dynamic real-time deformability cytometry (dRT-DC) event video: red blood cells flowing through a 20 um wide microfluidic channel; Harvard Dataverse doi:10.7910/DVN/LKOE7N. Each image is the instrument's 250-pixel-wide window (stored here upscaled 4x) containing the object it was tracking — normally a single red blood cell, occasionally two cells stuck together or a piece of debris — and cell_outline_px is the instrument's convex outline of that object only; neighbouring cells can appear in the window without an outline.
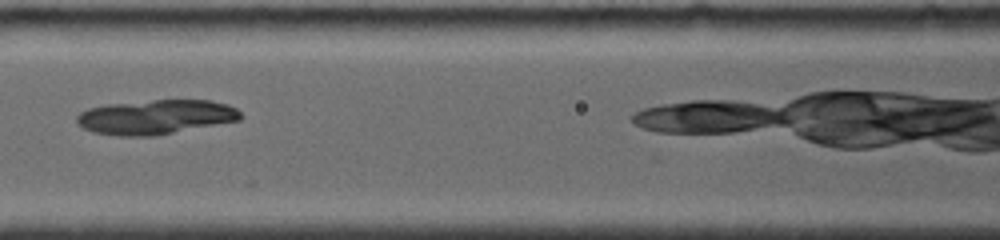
{"species": "common noctule bat (a hibernating species)", "species_latin": "Nyctalus noctula", "temperature_condition": "room temperature", "stored_images_in_passage": 5, "camera_frame_rate_fps": 4000, "um_per_image_px": 0.085, "animal": {"sex": "female", "body_mass_g": 19.0, "forearm_length_mm": 56.7}, "frame": {"image": 1, "passage_image": 4, "time_ms": 2.5, "image_size_px": [1000, 240], "cell_outline_px": [[244, 116], [240, 120], [152, 136], [120, 136], [92, 132], [76, 124], [76, 116], [80, 112], [88, 108], [108, 104], [152, 100], [208, 100], [228, 104], [236, 108]], "centroid_in_image_um": [13.22, 9.94], "position_along_channel_um": 153.4, "area_um2": 32.95}}